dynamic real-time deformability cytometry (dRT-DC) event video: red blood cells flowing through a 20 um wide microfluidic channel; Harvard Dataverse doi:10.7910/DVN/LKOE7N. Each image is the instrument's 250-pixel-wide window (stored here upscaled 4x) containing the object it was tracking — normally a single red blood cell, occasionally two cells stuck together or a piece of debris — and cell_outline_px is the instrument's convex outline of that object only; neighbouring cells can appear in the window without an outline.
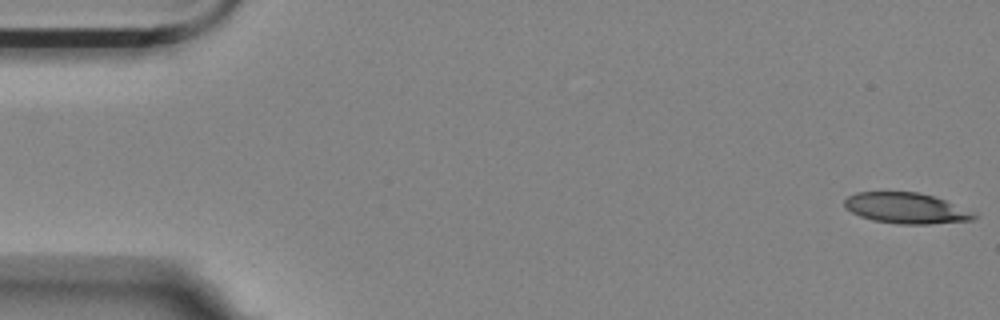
{"species": "Egyptian fruit bat (a non-hibernating species)", "species_latin": "Rousettus aegyptiacus", "temperature_condition": "room temperature", "stored_images_in_passage": 8, "camera_frame_rate_fps": 3000, "um_per_image_px": 0.085, "animal": {"sex": "female"}, "frame": {"image": 1, "passage_image": 1, "time_ms": 0.0, "image_size_px": [1000, 320], "cell_outline_px": [[976, 216], [972, 220], [928, 224], [896, 224], [872, 220], [860, 216], [844, 208], [844, 200], [848, 196], [856, 192], [920, 192], [944, 200]], "centroid_in_image_um": [76.9, 17.69], "position_along_channel_um": 8.1, "area_um2": 22.77}}
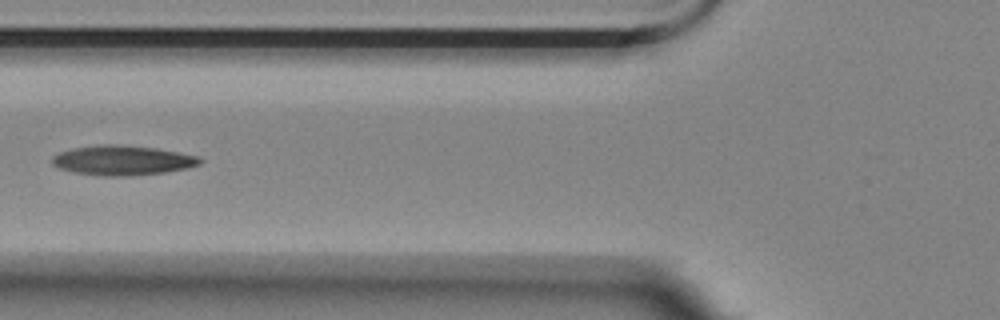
{"frame": {"image": 2, "passage_image": 6, "time_ms": 6.667, "image_size_px": [1000, 320], "cell_outline_px": [[204, 160], [200, 164], [188, 168], [164, 172], [128, 176], [100, 176], [76, 172], [60, 168], [52, 164], [52, 156], [60, 152], [72, 148], [100, 144], [116, 144], [156, 148], [196, 156]], "centroid_in_image_um": [10.4, 13.62], "position_along_channel_um": 115.4, "area_um2": 25.49}}
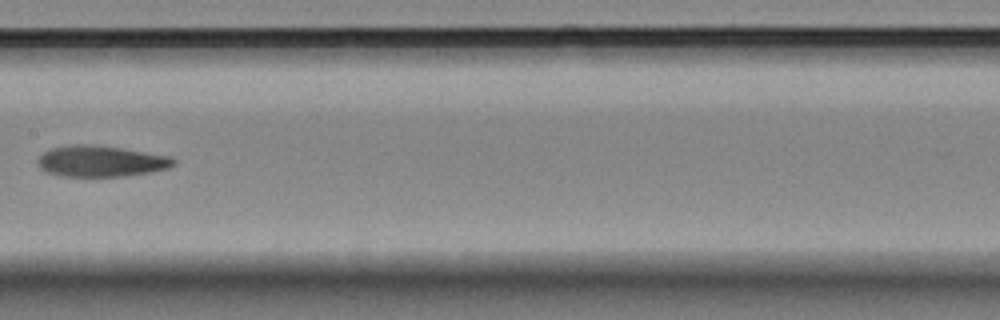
{"frame": {"image": 3, "passage_image": 8, "time_ms": 9.0, "image_size_px": [1000, 320], "cell_outline_px": [[176, 164], [168, 168], [152, 172], [124, 176], [60, 176], [48, 172], [40, 168], [36, 164], [36, 160], [48, 148], [76, 144], [96, 144], [172, 156], [176, 160]], "centroid_in_image_um": [8.58, 13.69], "position_along_channel_um": 198.8, "area_um2": 24.91}}